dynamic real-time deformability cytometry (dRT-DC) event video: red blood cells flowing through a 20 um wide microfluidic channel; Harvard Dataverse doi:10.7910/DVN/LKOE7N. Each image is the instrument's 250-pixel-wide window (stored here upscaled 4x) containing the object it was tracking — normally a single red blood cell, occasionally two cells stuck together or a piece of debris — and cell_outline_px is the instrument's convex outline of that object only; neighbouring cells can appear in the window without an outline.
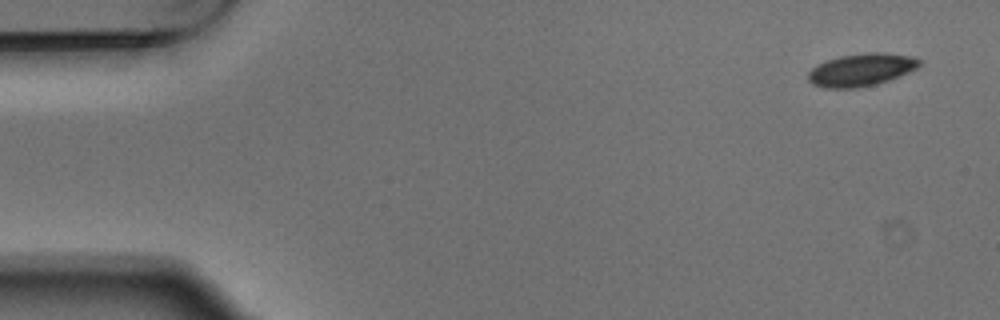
{"species": "Egyptian fruit bat (a non-hibernating species)", "species_latin": "Rousettus aegyptiacus", "temperature_condition": "warm", "stored_images_in_passage": 4, "camera_frame_rate_fps": 3000, "um_per_image_px": 0.085, "animal": {"sex": "male"}, "frame": {"image": 1, "passage_image": 1, "time_ms": 0.0, "image_size_px": [1000, 320], "cell_outline_px": [[924, 60], [916, 68], [908, 72], [888, 80], [876, 84], [856, 88], [824, 88], [812, 84], [808, 80], [808, 72], [816, 64], [840, 56], [868, 52], [884, 52], [912, 56]], "centroid_in_image_um": [73.2, 5.92], "position_along_channel_um": 11.8, "area_um2": 21.21}}
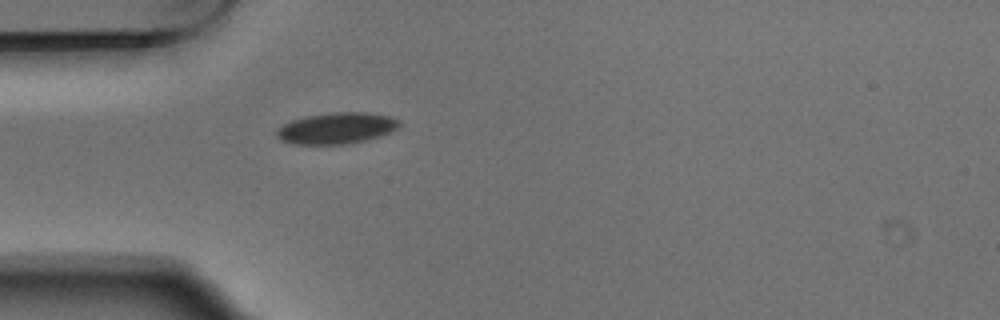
{"frame": {"image": 2, "passage_image": 4, "time_ms": 1.0, "image_size_px": [1000, 320], "cell_outline_px": [[400, 124], [392, 132], [368, 140], [344, 144], [292, 144], [280, 140], [276, 136], [276, 132], [284, 124], [292, 120], [308, 116], [332, 112], [368, 112], [388, 116], [396, 120]], "centroid_in_image_um": [28.6, 10.9], "position_along_channel_um": 56.4, "area_um2": 22.2}}